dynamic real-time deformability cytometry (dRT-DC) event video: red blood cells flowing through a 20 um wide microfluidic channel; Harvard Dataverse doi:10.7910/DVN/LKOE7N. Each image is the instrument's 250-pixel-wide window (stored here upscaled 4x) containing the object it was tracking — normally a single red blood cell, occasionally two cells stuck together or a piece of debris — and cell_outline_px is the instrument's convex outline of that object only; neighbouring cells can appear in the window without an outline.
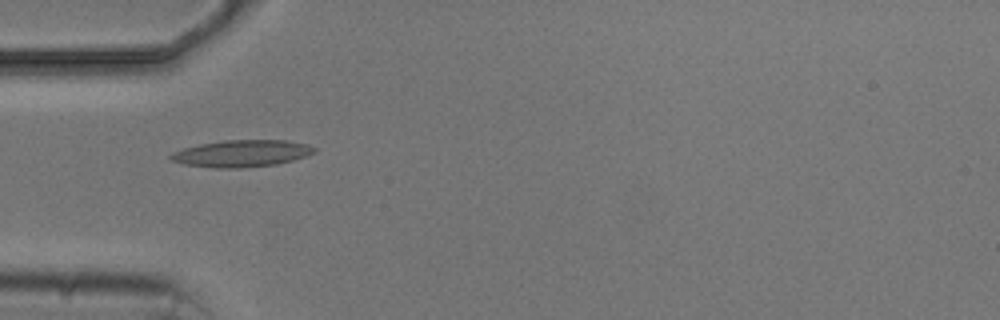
{"species": "common noctule bat (a hibernating species)", "species_latin": "Nyctalus noctula", "temperature_condition": "cold", "stored_images_in_passage": 2, "camera_frame_rate_fps": 3000, "um_per_image_px": 0.085, "animal": {"sex": "male", "body_mass_g": 20.5, "forearm_length_mm": 52.5}, "frame": {"image": 1, "passage_image": 2, "time_ms": 1.0, "image_size_px": [1000, 320], "cell_outline_px": [[316, 152], [292, 160], [276, 164], [240, 168], [212, 168], [184, 164], [172, 160], [168, 156], [172, 152], [184, 148], [200, 144], [224, 140], [288, 140], [308, 144], [316, 148]], "centroid_in_image_um": [20.54, 13.04], "position_along_channel_um": 64.5, "area_um2": 22.48}}